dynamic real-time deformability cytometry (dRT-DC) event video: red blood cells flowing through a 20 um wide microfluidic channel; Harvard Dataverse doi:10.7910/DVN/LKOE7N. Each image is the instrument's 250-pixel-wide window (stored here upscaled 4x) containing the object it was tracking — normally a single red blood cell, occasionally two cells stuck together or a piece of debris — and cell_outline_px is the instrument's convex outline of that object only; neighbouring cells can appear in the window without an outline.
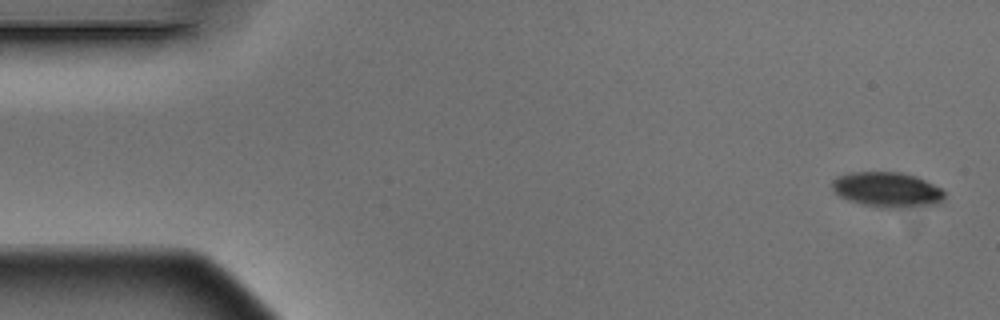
{"species": "Egyptian fruit bat (a non-hibernating species)", "species_latin": "Rousettus aegyptiacus", "temperature_condition": "warm", "stored_images_in_passage": 6, "camera_frame_rate_fps": 3000, "um_per_image_px": 0.085, "animal": {"sex": "male"}, "frame": {"image": 1, "passage_image": 1, "time_ms": 0.0, "image_size_px": [1000, 320], "cell_outline_px": [[944, 200], [940, 204], [900, 208], [884, 208], [864, 204], [848, 200], [840, 196], [832, 188], [832, 180], [836, 176], [852, 172], [900, 172], [916, 176], [944, 188]], "centroid_in_image_um": [75.46, 16.12], "position_along_channel_um": 9.5, "area_um2": 23.24}}
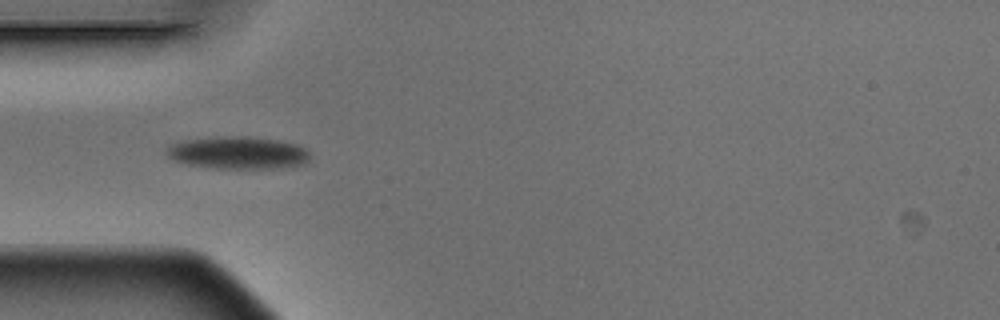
{"frame": {"image": 2, "passage_image": 5, "time_ms": 1.333, "image_size_px": [1000, 320], "cell_outline_px": [[308, 160], [304, 164], [284, 168], [216, 168], [188, 164], [172, 160], [164, 152], [168, 144], [184, 140], [216, 136], [248, 136], [280, 140], [300, 144], [308, 152]], "centroid_in_image_um": [20.21, 12.97], "position_along_channel_um": 64.8, "area_um2": 27.51}}
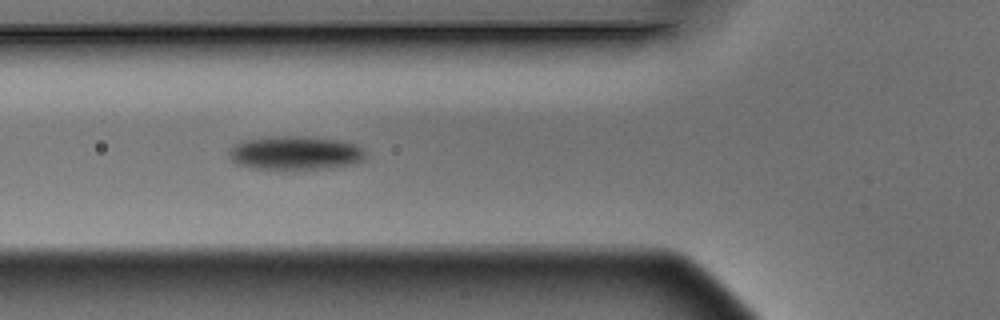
{"frame": {"image": 3, "passage_image": 6, "time_ms": 1.667, "image_size_px": [1000, 320], "cell_outline_px": [[364, 160], [352, 164], [324, 168], [252, 168], [236, 164], [228, 156], [228, 148], [244, 140], [264, 136], [304, 136], [340, 140], [356, 144], [364, 148]], "centroid_in_image_um": [25.07, 12.97], "position_along_channel_um": 100.7, "area_um2": 26.82}}